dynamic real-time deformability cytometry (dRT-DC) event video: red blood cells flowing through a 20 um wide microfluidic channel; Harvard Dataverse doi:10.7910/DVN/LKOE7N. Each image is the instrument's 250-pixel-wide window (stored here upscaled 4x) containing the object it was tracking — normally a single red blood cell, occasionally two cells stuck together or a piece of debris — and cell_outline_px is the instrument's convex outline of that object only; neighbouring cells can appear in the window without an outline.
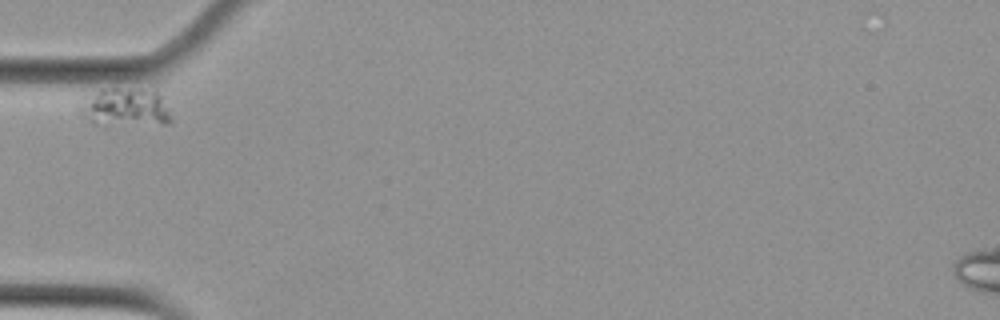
{"species": "Egyptian fruit bat (a non-hibernating species)", "species_latin": "Rousettus aegyptiacus", "temperature_condition": "cold", "stored_images_in_passage": 2, "camera_frame_rate_fps": 3000, "um_per_image_px": 0.085, "animal": {"sex": "female"}, "frame": {"image": 1, "passage_image": 1, "time_ms": 0.0, "image_size_px": [1000, 320], "cell_outline_px": [[172, 124], [104, 128], [100, 128], [80, 116], [76, 108], [84, 96], [100, 88], [112, 84], [156, 88], [172, 120]], "centroid_in_image_um": [10.54, 9.11], "position_along_channel_um": 74.5, "area_um2": 23.12}}